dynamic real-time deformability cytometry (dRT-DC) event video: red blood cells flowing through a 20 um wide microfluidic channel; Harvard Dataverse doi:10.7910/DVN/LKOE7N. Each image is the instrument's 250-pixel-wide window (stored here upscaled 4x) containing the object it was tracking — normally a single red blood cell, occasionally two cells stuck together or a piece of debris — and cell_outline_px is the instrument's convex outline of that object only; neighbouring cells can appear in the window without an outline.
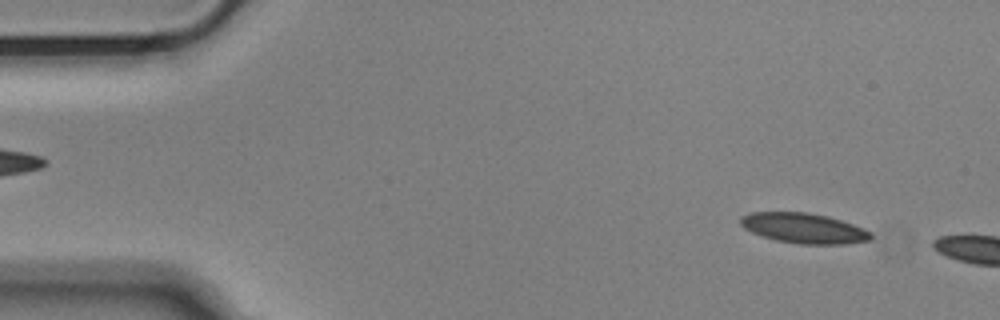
{"species": "Egyptian fruit bat (a non-hibernating species)", "species_latin": "Rousettus aegyptiacus", "temperature_condition": "cold", "stored_images_in_passage": 8, "camera_frame_rate_fps": 3000, "um_per_image_px": 0.085, "animal": {"sex": "male"}, "frame": {"image": 1, "passage_image": 4, "time_ms": 1.0, "image_size_px": [1000, 320], "cell_outline_px": [[872, 236], [868, 240], [844, 244], [800, 244], [776, 240], [752, 232], [744, 228], [740, 224], [740, 216], [752, 212], [808, 212], [828, 216], [864, 228], [872, 232]], "centroid_in_image_um": [68.31, 19.39], "position_along_channel_um": 16.7, "area_um2": 22.83}}